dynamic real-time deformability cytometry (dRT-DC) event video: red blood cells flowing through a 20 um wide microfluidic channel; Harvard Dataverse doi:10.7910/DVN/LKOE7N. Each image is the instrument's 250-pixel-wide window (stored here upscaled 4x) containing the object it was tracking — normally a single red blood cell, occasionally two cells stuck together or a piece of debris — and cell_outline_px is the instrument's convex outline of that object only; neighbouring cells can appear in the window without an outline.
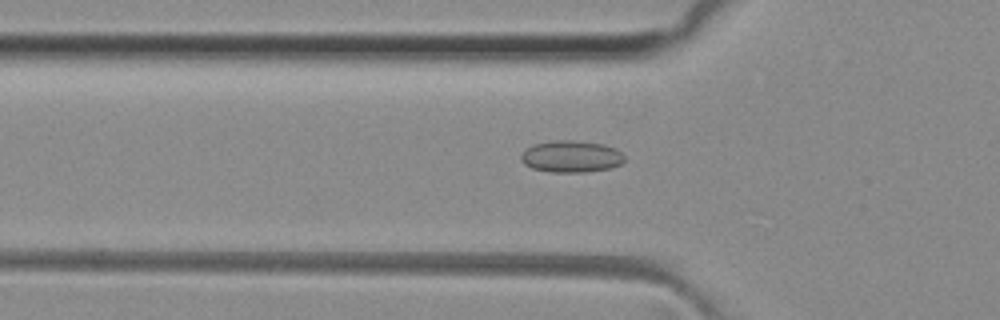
{"species": "common noctule bat (a hibernating species)", "species_latin": "Nyctalus noctula", "temperature_condition": "room temperature", "stored_images_in_passage": 36, "camera_frame_rate_fps": 3000, "um_per_image_px": 0.085, "animal": {"sex": "female", "body_mass_g": 29.2, "forearm_length_mm": 56.3}, "frame": {"image": 1, "passage_image": 8, "time_ms": 2.333, "image_size_px": [1000, 320], "cell_outline_px": [[624, 160], [620, 164], [612, 168], [584, 172], [552, 172], [532, 168], [524, 164], [520, 160], [520, 156], [532, 144], [556, 140], [572, 140], [604, 144], [616, 148], [624, 156]], "centroid_in_image_um": [48.56, 13.3], "position_along_channel_um": 77.2, "area_um2": 19.19}}
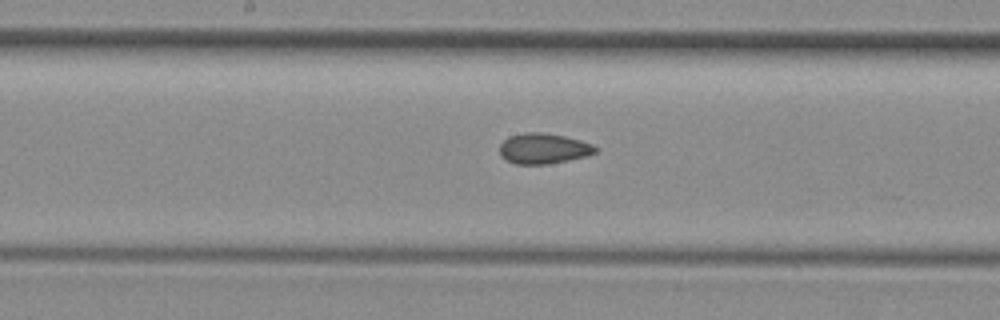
{"frame": {"image": 2, "passage_image": 17, "time_ms": 5.333, "image_size_px": [1000, 320], "cell_outline_px": [[596, 152], [588, 156], [568, 160], [544, 164], [516, 164], [500, 156], [500, 144], [508, 136], [524, 132], [544, 132], [564, 136], [580, 140], [592, 144], [596, 148]], "centroid_in_image_um": [46.18, 12.61], "position_along_channel_um": 202.0, "area_um2": 16.99}}
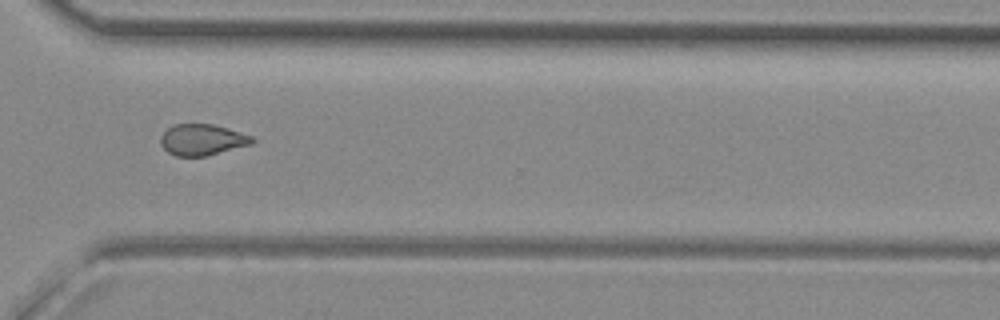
{"frame": {"image": 3, "passage_image": 28, "time_ms": 9.0, "image_size_px": [1000, 320], "cell_outline_px": [[256, 140], [252, 144], [204, 156], [176, 156], [168, 152], [160, 144], [160, 136], [172, 124], [212, 124], [252, 136]], "centroid_in_image_um": [17.16, 11.87], "position_along_channel_um": 353.4, "area_um2": 16.47}}